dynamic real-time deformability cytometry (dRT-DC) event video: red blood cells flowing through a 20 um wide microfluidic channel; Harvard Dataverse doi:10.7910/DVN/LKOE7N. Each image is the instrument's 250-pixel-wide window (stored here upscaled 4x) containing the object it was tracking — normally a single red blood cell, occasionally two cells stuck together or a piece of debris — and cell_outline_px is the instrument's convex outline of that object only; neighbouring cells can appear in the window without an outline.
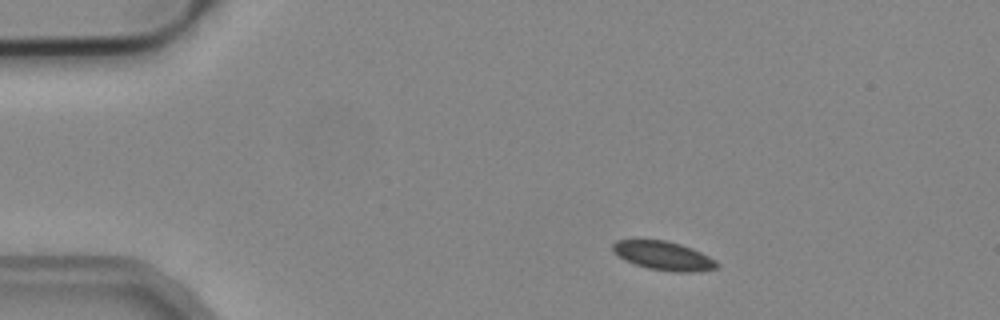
{"species": "common noctule bat (a hibernating species)", "species_latin": "Nyctalus noctula", "temperature_condition": "cold", "stored_images_in_passage": 2, "camera_frame_rate_fps": 3000, "um_per_image_px": 0.085, "animal": {"sex": "male", "body_mass_g": 19.2, "forearm_length_mm": 51.8}, "frame": {"image": 1, "passage_image": 1, "time_ms": 0.0, "image_size_px": [1000, 320], "cell_outline_px": [[720, 264], [716, 268], [692, 272], [676, 272], [648, 268], [624, 260], [612, 248], [612, 244], [616, 240], [664, 240], [680, 244], [692, 248], [716, 260]], "centroid_in_image_um": [56.42, 21.74], "position_along_channel_um": 28.6, "area_um2": 17.22}}